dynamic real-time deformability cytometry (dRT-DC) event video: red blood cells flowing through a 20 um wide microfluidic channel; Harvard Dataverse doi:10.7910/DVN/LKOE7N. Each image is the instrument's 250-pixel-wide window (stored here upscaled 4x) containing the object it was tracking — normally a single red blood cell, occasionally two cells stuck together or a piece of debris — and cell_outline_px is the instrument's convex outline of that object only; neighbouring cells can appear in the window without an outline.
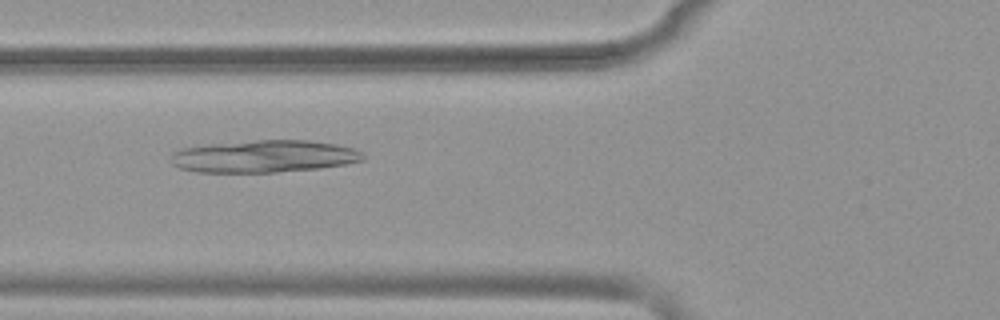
{"species": "common noctule bat (a hibernating species)", "species_latin": "Nyctalus noctula", "temperature_condition": "warm", "stored_images_in_passage": 35, "camera_frame_rate_fps": 3000, "um_per_image_px": 0.085, "animal": {"sex": "female", "body_mass_g": 19.9}, "frame": {"image": 1, "passage_image": 8, "time_ms": 2.333, "image_size_px": [1000, 320], "cell_outline_px": [[364, 160], [348, 164], [320, 168], [276, 172], [196, 172], [180, 168], [172, 164], [172, 152], [180, 148], [208, 144], [256, 140], [308, 140], [336, 144], [352, 148], [364, 152]], "centroid_in_image_um": [22.46, 13.29], "position_along_channel_um": 103.3, "area_um2": 36.36}}
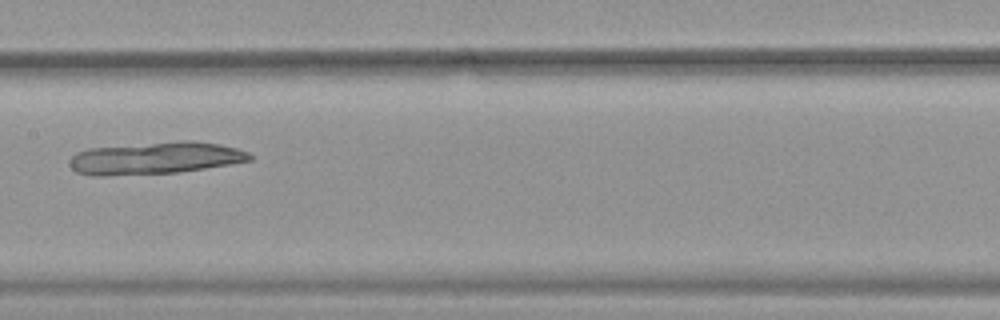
{"frame": {"image": 2, "passage_image": 15, "time_ms": 4.667, "image_size_px": [1000, 320], "cell_outline_px": [[252, 160], [180, 172], [108, 176], [92, 176], [76, 172], [68, 164], [68, 160], [76, 152], [88, 148], [180, 140], [192, 140], [220, 144], [236, 148], [248, 152], [252, 156]], "centroid_in_image_um": [13.15, 13.43], "position_along_channel_um": 194.3, "area_um2": 34.1}}
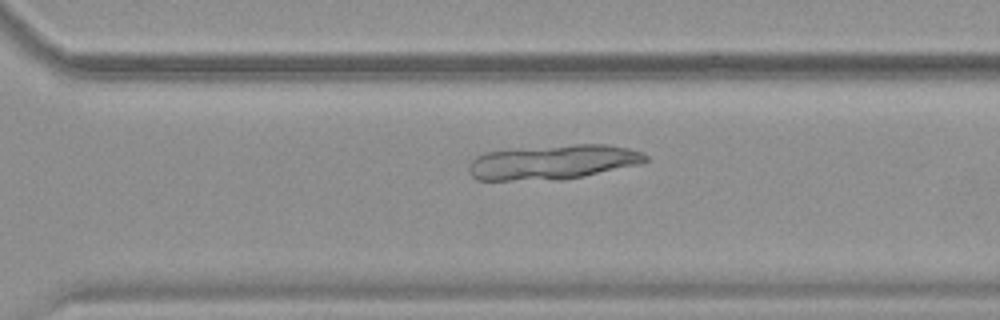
{"frame": {"image": 3, "passage_image": 25, "time_ms": 8.0, "image_size_px": [1000, 320], "cell_outline_px": [[648, 160], [640, 164], [584, 176], [564, 180], [476, 180], [468, 172], [468, 164], [476, 156], [484, 152], [512, 148], [572, 144], [608, 144], [628, 148], [640, 152], [648, 156]], "centroid_in_image_um": [46.96, 13.77], "position_along_channel_um": 323.6, "area_um2": 36.24}}